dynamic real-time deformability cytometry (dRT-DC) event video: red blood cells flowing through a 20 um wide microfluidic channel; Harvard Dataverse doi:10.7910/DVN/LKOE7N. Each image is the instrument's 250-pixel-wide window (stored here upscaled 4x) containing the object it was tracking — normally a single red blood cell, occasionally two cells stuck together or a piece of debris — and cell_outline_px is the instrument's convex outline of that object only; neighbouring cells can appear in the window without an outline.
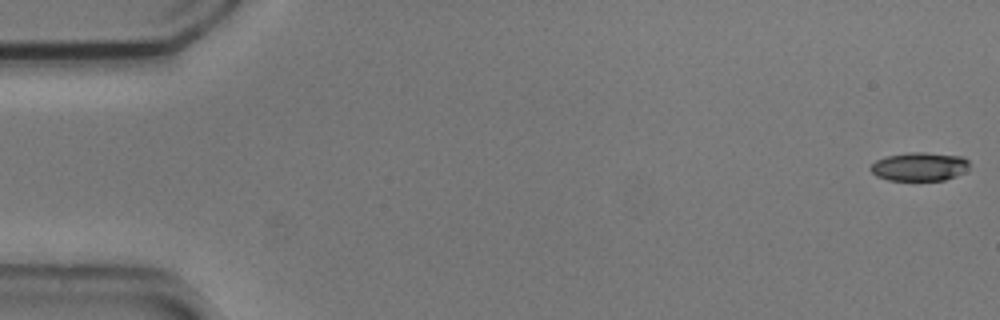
{"species": "common noctule bat (a hibernating species)", "species_latin": "Nyctalus noctula", "temperature_condition": "cold", "stored_images_in_passage": 6, "camera_frame_rate_fps": 3000, "um_per_image_px": 0.085, "animal": {"sex": "male", "body_mass_g": 20.5, "forearm_length_mm": 52.5}, "frame": {"image": 1, "passage_image": 1, "time_ms": 0.0, "image_size_px": [1000, 320], "cell_outline_px": [[968, 164], [964, 172], [956, 176], [944, 180], [888, 180], [876, 176], [868, 168], [876, 160], [884, 156], [912, 152], [924, 152], [964, 156], [968, 160]], "centroid_in_image_um": [78.13, 14.15], "position_along_channel_um": 6.9, "area_um2": 16.53}}
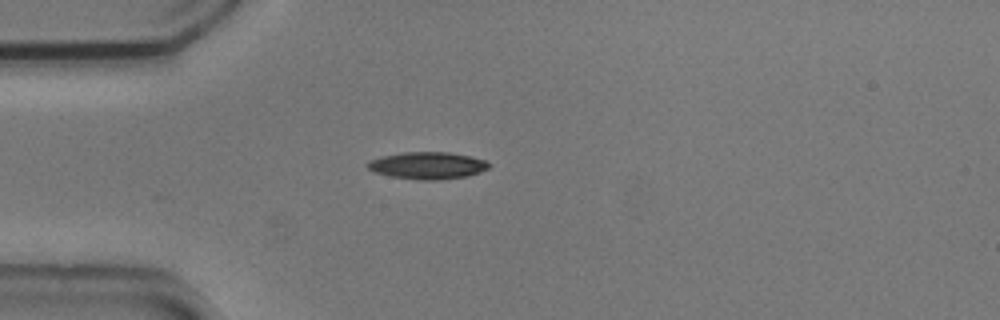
{"frame": {"image": 2, "passage_image": 5, "time_ms": 1.333, "image_size_px": [1000, 320], "cell_outline_px": [[492, 164], [488, 168], [480, 172], [468, 176], [440, 180], [420, 180], [392, 176], [372, 172], [364, 164], [368, 160], [380, 156], [400, 152], [448, 152], [472, 156], [488, 160]], "centroid_in_image_um": [36.34, 14.06], "position_along_channel_um": 48.7, "area_um2": 19.59}}